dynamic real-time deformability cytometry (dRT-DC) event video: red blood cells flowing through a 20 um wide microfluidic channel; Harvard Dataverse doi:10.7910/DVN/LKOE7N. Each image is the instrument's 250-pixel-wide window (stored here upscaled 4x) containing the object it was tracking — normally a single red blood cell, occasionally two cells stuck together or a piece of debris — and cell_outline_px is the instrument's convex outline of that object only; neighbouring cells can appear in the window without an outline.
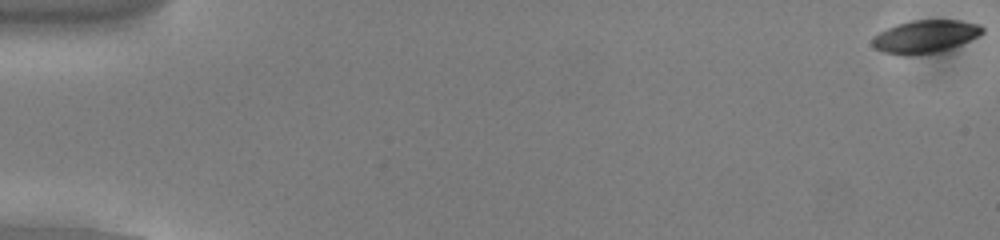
{"species": "common noctule bat (a hibernating species)", "species_latin": "Nyctalus noctula", "temperature_condition": "cold", "stored_images_in_passage": 55, "camera_frame_rate_fps": 3000, "um_per_image_px": 0.085, "animal": {"sex": "male", "body_mass_g": 13.0, "forearm_length_mm": 53.1}, "frame": {"image": 1, "passage_image": 1, "time_ms": 0.0, "image_size_px": [1000, 240], "cell_outline_px": [[984, 32], [960, 44], [936, 52], [908, 56], [880, 52], [872, 44], [872, 40], [880, 32], [896, 24], [912, 20], [960, 20], [980, 24], [984, 28]], "centroid_in_image_um": [78.63, 3.1], "position_along_channel_um": 6.4, "area_um2": 20.81}}
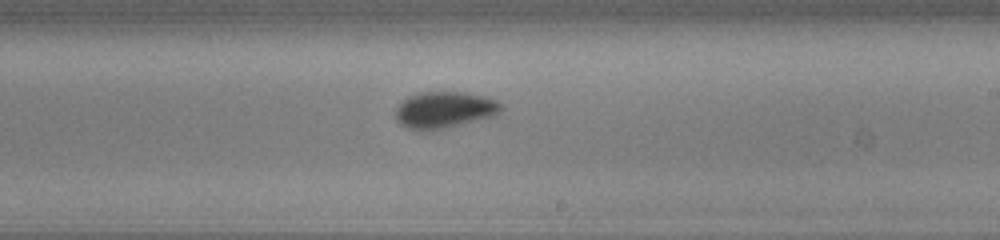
{"frame": {"image": 2, "passage_image": 33, "time_ms": 10.667, "image_size_px": [1000, 240], "cell_outline_px": [[504, 108], [500, 112], [492, 116], [444, 128], [408, 128], [400, 124], [396, 120], [396, 108], [408, 96], [420, 92], [464, 92], [484, 96], [496, 100]], "centroid_in_image_um": [37.79, 9.3], "position_along_channel_um": 251.2, "area_um2": 21.85}}
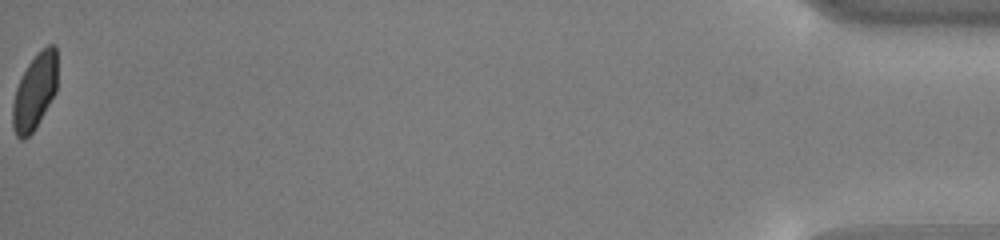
{"frame": {"image": 3, "passage_image": 55, "time_ms": 18.0, "image_size_px": [1000, 240], "cell_outline_px": [[56, 92], [36, 128], [24, 140], [20, 140], [16, 136], [12, 128], [12, 104], [16, 88], [28, 64], [48, 44], [56, 44]], "centroid_in_image_um": [2.94, 7.86], "position_along_channel_um": 432.3, "area_um2": 19.65}, "authors_computed_cell_mechanics": {"area_um2": 21.386, "velocity_mm_per_s": 3.8161, "shape_relaxation_time_tau1_ms": 2.4109, "shape_relaxation_time_tau2_ms": null, "deformation_change_tau1": 0.0735, "deformation_change_tau2": null}}